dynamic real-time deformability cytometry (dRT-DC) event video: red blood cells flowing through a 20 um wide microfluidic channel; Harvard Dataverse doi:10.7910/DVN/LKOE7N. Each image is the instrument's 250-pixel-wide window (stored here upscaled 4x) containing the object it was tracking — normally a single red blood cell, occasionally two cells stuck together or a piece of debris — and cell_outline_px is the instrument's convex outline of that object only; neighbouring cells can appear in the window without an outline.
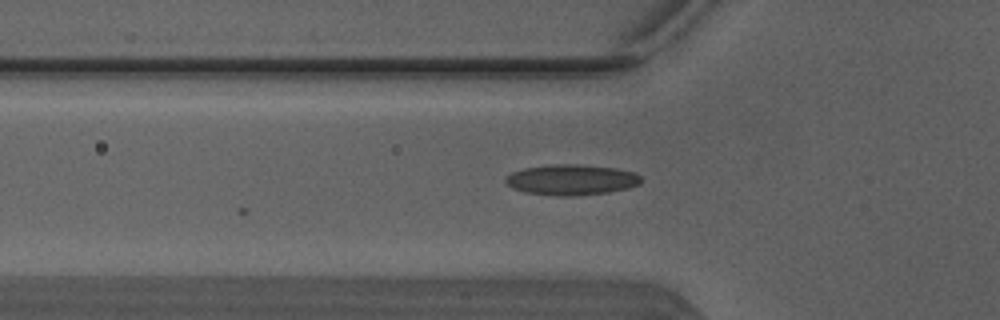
{"species": "Egyptian fruit bat (a non-hibernating species)", "species_latin": "Rousettus aegyptiacus", "temperature_condition": "warm", "stored_images_in_passage": 4, "camera_frame_rate_fps": 3000, "um_per_image_px": 0.085, "animal": {"sex": "male"}, "frame": {"image": 1, "passage_image": 4, "time_ms": 1.0, "image_size_px": [1000, 320], "cell_outline_px": [[640, 184], [628, 188], [608, 192], [576, 196], [556, 196], [524, 192], [512, 188], [504, 180], [512, 172], [524, 168], [556, 164], [580, 164], [616, 168], [636, 172], [640, 176]], "centroid_in_image_um": [48.59, 15.28], "position_along_channel_um": 77.2, "area_um2": 24.22}}